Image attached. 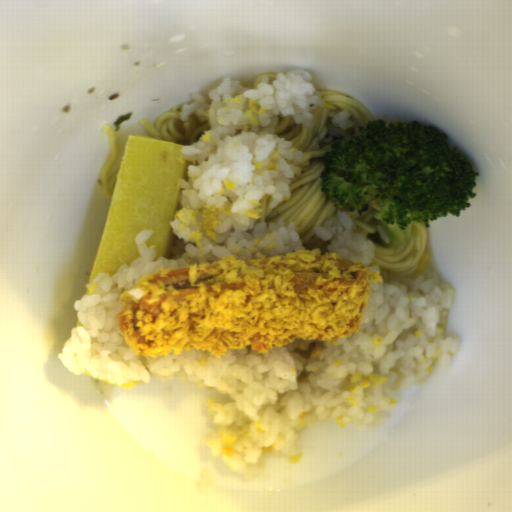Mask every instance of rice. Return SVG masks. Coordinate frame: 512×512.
Masks as SVG:
<instances>
[{
    "label": "rice",
    "mask_w": 512,
    "mask_h": 512,
    "mask_svg": "<svg viewBox=\"0 0 512 512\" xmlns=\"http://www.w3.org/2000/svg\"><path fill=\"white\" fill-rule=\"evenodd\" d=\"M255 83L242 86L224 78L209 91L210 104L190 93L193 102L182 105L180 121L194 114L208 122V130L182 148L192 164L187 179L179 178V207L170 222L172 258L156 260L155 245L148 244L150 228L137 233L136 260L85 284L87 294L74 305L81 325L73 327L57 356L73 376L148 384L149 369L163 383L180 377L185 385L227 395L224 404L210 399L216 428L205 437L206 446L232 472L257 477L269 458L300 454L307 427L329 419L360 429L382 423L381 411L397 406L395 392L440 379L461 341L447 335L454 289L424 247L413 273H390L369 283L360 331L344 340L295 339L265 353L250 345L228 348L220 358L184 349L143 357L125 342L119 296L155 270L227 255L244 260L306 250L295 220L255 221L265 194L272 209L291 197L289 184L297 173L287 159L304 160L302 150L274 134L280 116L310 128L311 111L335 108L301 69L276 74L272 83L268 76Z\"/></svg>",
    "instance_id": "652b925c"
},
{
    "label": "rice",
    "mask_w": 512,
    "mask_h": 512,
    "mask_svg": "<svg viewBox=\"0 0 512 512\" xmlns=\"http://www.w3.org/2000/svg\"><path fill=\"white\" fill-rule=\"evenodd\" d=\"M356 227V222L338 208L336 216L328 217L323 225L312 230L318 239L330 241L326 246L328 253H336L345 260L360 261L370 272L380 273L378 265H371L375 255L374 243L352 231Z\"/></svg>",
    "instance_id": "023b6e5f"
},
{
    "label": "rice",
    "mask_w": 512,
    "mask_h": 512,
    "mask_svg": "<svg viewBox=\"0 0 512 512\" xmlns=\"http://www.w3.org/2000/svg\"><path fill=\"white\" fill-rule=\"evenodd\" d=\"M350 117V112L348 111V109H345L338 112L330 122L332 123L333 126L345 129L351 124Z\"/></svg>",
    "instance_id": "8eca5e8b"
},
{
    "label": "rice",
    "mask_w": 512,
    "mask_h": 512,
    "mask_svg": "<svg viewBox=\"0 0 512 512\" xmlns=\"http://www.w3.org/2000/svg\"><path fill=\"white\" fill-rule=\"evenodd\" d=\"M377 231L381 236L383 242H385L386 244H390V237L382 224L377 226Z\"/></svg>",
    "instance_id": "acb35da6"
},
{
    "label": "rice",
    "mask_w": 512,
    "mask_h": 512,
    "mask_svg": "<svg viewBox=\"0 0 512 512\" xmlns=\"http://www.w3.org/2000/svg\"><path fill=\"white\" fill-rule=\"evenodd\" d=\"M374 212H375V211H371L367 216H365V217L362 219V220H363V222L365 223V222H367L368 220H370V219L373 217Z\"/></svg>",
    "instance_id": "b023fe2a"
}]
</instances>
